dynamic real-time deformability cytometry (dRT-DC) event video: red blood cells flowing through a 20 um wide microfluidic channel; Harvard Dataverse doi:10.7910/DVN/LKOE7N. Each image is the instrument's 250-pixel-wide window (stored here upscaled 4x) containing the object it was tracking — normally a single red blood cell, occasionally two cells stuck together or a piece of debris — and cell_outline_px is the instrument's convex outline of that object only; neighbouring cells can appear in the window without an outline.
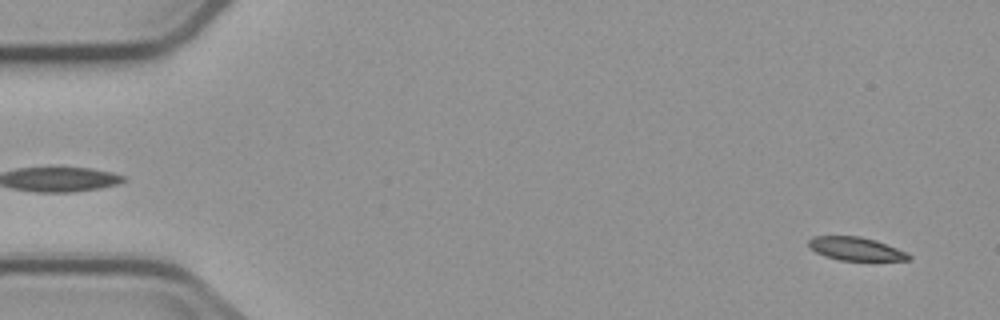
{"species": "common noctule bat (a hibernating species)", "species_latin": "Nyctalus noctula", "temperature_condition": "cold", "stored_images_in_passage": 5, "segment_of_instrument_passage": [2, 2], "camera_frame_rate_fps": 3000, "um_per_image_px": 0.085, "animal": {"sex": "male", "body_mass_g": 23.1, "forearm_length_mm": 52.7}, "frame": {"image": 1, "passage_image": 5, "time_ms": 5.667, "image_size_px": [1000, 320], "cell_outline_px": [[912, 260], [840, 260], [824, 256], [816, 252], [808, 244], [808, 240], [812, 236], [860, 236], [876, 240], [908, 252], [912, 256]], "centroid_in_image_um": [72.77, 21.14], "position_along_channel_um": 12.2, "area_um2": 13.64}}